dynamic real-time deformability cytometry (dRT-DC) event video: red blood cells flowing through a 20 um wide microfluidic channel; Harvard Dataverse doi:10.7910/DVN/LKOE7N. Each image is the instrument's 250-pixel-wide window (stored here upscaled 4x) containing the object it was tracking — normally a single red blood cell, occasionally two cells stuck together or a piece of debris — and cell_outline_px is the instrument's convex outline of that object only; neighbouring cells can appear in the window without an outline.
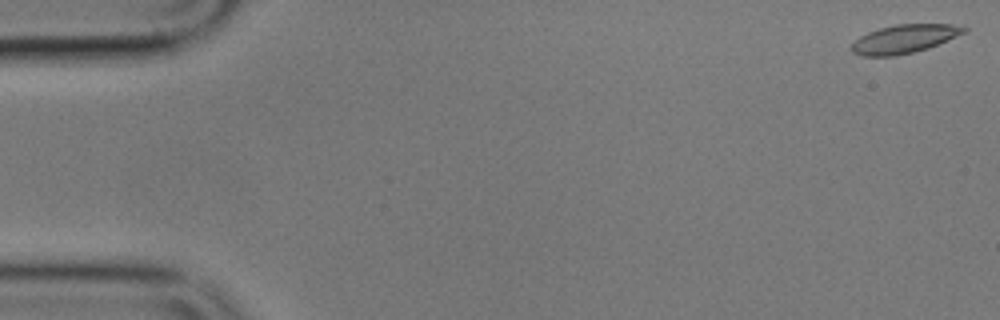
{"species": "common noctule bat (a hibernating species)", "species_latin": "Nyctalus noctula", "temperature_condition": "cold", "stored_images_in_passage": 56, "camera_frame_rate_fps": 3000, "um_per_image_px": 0.085, "animal": {"sex": "male", "body_mass_g": 17.9}, "frame": {"image": 1, "passage_image": 1, "time_ms": 0.0, "image_size_px": [1000, 320], "cell_outline_px": [[968, 28], [964, 32], [956, 36], [928, 48], [896, 56], [860, 56], [852, 52], [852, 44], [860, 36], [868, 32], [880, 28], [896, 24], [952, 24]], "centroid_in_image_um": [76.83, 3.31], "position_along_channel_um": 8.2, "area_um2": 18.44}}
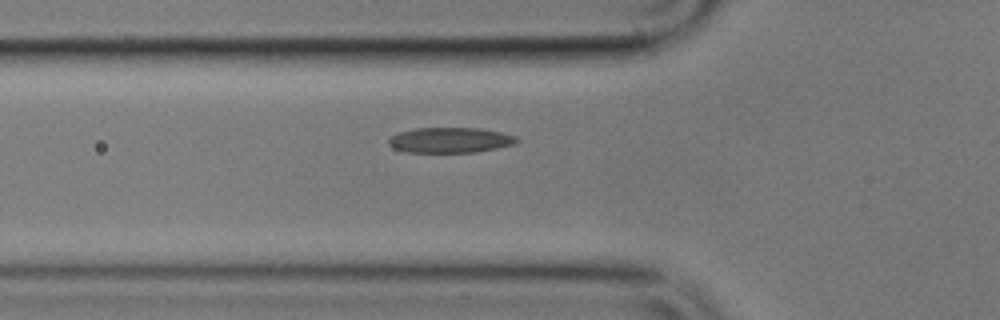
{"frame": {"image": 2, "passage_image": 19, "time_ms": 6.0, "image_size_px": [1000, 320], "cell_outline_px": [[520, 140], [516, 144], [476, 152], [404, 152], [392, 148], [388, 144], [388, 140], [392, 136], [400, 132], [416, 128], [480, 128], [500, 132], [516, 136]], "centroid_in_image_um": [38.27, 11.91], "position_along_channel_um": 87.5, "area_um2": 18.96}}
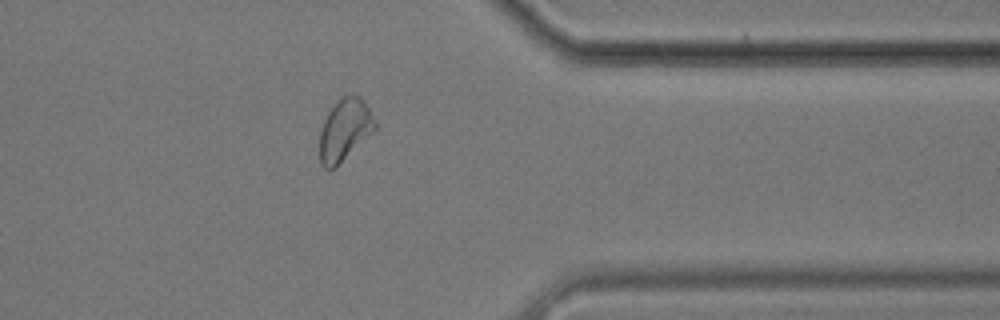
{"frame": {"image": 3, "passage_image": 45, "time_ms": 14.667, "image_size_px": [1000, 320], "cell_outline_px": [[376, 128], [372, 132], [332, 168], [324, 168], [320, 164], [320, 132], [324, 120], [328, 112], [336, 100], [352, 92], [360, 96], [368, 108], [376, 124]], "centroid_in_image_um": [29.27, 10.96], "position_along_channel_um": 382.1, "area_um2": 19.36}, "authors_computed_cell_mechanics": {"area_um2": 18.9006, "velocity_mm_per_s": 3.5233, "shape_relaxation_time_tau1_ms": 3.6631, "shape_relaxation_time_tau2_ms": 1.6432, "deformation_change_tau1": 0.1192, "deformation_change_tau2": 0.0777}}